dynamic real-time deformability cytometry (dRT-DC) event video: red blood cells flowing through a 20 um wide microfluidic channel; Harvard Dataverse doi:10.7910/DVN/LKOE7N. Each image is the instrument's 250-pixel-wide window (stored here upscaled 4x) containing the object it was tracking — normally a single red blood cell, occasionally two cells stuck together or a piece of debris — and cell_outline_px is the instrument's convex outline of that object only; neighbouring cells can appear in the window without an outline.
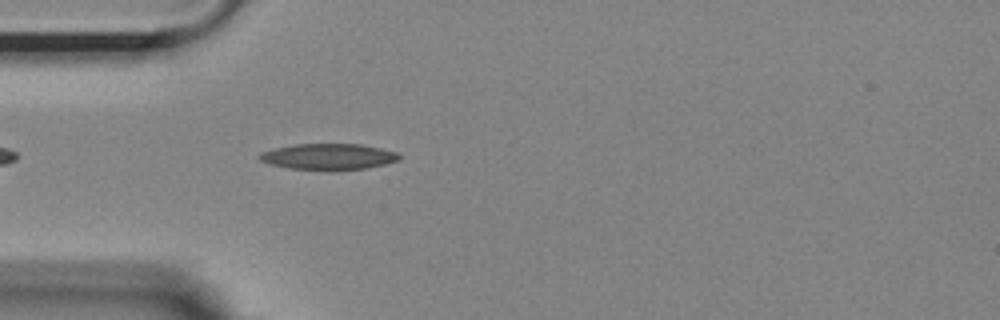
{"species": "Egyptian fruit bat (a non-hibernating species)", "species_latin": "Rousettus aegyptiacus", "temperature_condition": "room temperature", "stored_images_in_passage": 42, "camera_frame_rate_fps": 3000, "um_per_image_px": 0.085, "animal": {"sex": "female"}, "frame": {"image": 1, "passage_image": 4, "time_ms": 1.0, "image_size_px": [1000, 320], "cell_outline_px": [[400, 160], [368, 168], [288, 168], [272, 164], [260, 160], [256, 156], [260, 152], [276, 148], [296, 144], [360, 144], [380, 148], [396, 152], [400, 156]], "centroid_in_image_um": [27.91, 13.28], "position_along_channel_um": 57.1, "area_um2": 20.46}}
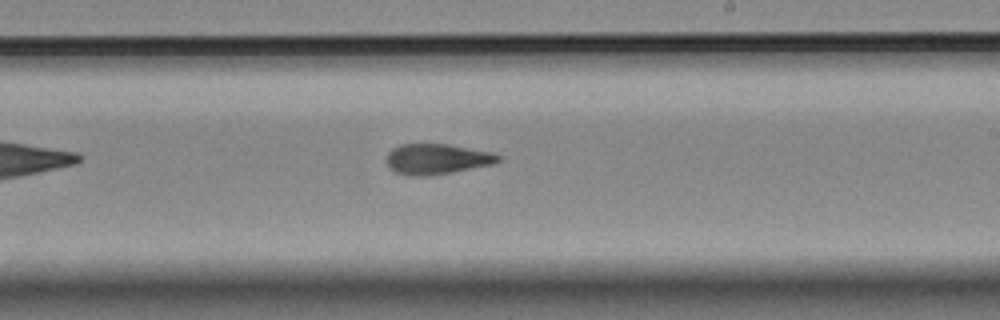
{"frame": {"image": 2, "passage_image": 20, "time_ms": 6.333, "image_size_px": [1000, 320], "cell_outline_px": [[504, 160], [496, 164], [452, 172], [420, 176], [408, 176], [396, 172], [388, 168], [388, 152], [392, 148], [400, 144], [448, 144], [492, 152], [504, 156]], "centroid_in_image_um": [37.21, 13.51], "position_along_channel_um": 251.8, "area_um2": 20.06}}
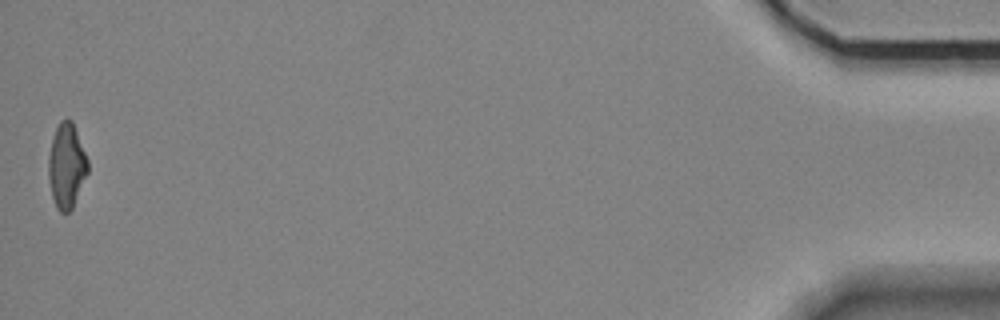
{"frame": {"image": 3, "passage_image": 42, "time_ms": 13.667, "image_size_px": [1000, 320], "cell_outline_px": [[88, 172], [72, 208], [68, 212], [60, 212], [56, 208], [52, 196], [48, 176], [48, 156], [52, 136], [60, 120], [72, 120], [88, 160]], "centroid_in_image_um": [5.64, 14.09], "position_along_channel_um": 429.6, "area_um2": 19.36}, "authors_computed_cell_mechanics": {"area_um2": 19.8832, "velocity_mm_per_s": 3.7042, "shape_relaxation_time_tau1_ms": 6.7822, "shape_relaxation_time_tau2_ms": 2.1487, "deformation_change_tau1": 0.2166, "deformation_change_tau2": 0.1083}}